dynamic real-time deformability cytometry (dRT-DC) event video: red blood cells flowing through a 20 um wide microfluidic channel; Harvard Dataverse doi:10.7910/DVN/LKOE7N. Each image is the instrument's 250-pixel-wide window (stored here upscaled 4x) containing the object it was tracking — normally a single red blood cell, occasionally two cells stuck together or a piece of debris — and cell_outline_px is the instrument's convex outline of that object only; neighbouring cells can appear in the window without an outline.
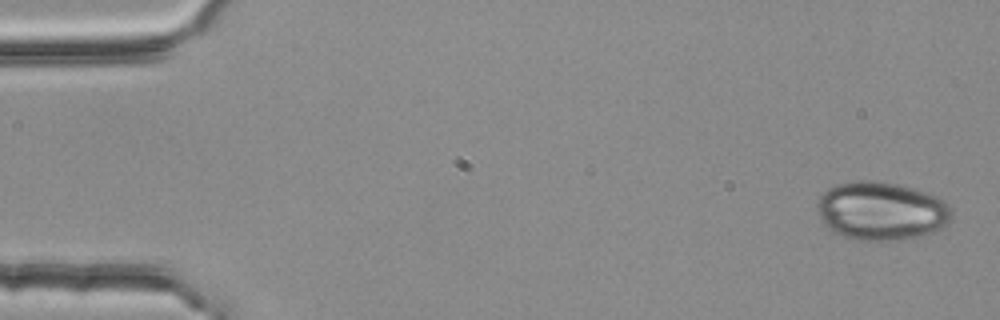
{"species": "common noctule bat (a hibernating species)", "species_latin": "Nyctalus noctula", "temperature_condition": "room temperature", "stored_images_in_passage": 4, "camera_frame_rate_fps": 3000, "um_per_image_px": 0.085, "animal": {"sex": "female", "body_mass_g": 25.1}, "frame": {"image": 1, "passage_image": 1, "time_ms": 0.0, "image_size_px": [1000, 320], "cell_outline_px": [[952, 216], [948, 224], [936, 232], [904, 240], [852, 240], [828, 228], [824, 224], [820, 216], [816, 204], [820, 196], [828, 188], [836, 184], [856, 180], [876, 180], [896, 184], [912, 188], [936, 196], [944, 200], [952, 208]], "centroid_in_image_um": [74.94, 17.94], "position_along_channel_um": 10.1, "area_um2": 46.12}}